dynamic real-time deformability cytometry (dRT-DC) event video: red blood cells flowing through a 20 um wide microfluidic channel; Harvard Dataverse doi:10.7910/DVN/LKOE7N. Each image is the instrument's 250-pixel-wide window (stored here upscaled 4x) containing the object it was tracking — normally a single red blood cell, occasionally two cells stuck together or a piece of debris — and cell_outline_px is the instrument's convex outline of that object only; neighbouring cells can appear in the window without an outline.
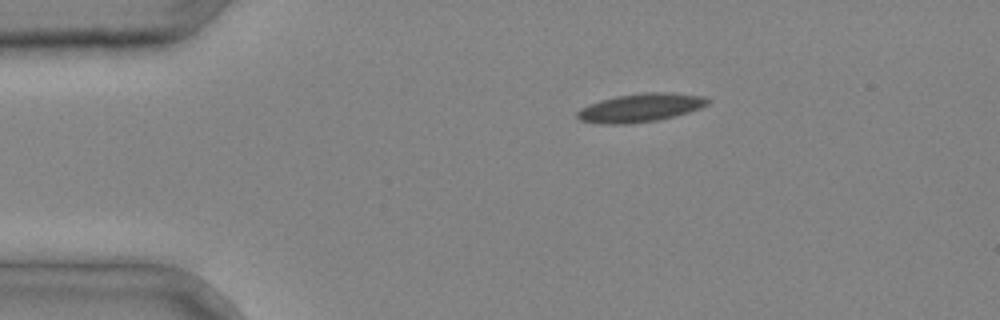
{"species": "common noctule bat (a hibernating species)", "species_latin": "Nyctalus noctula", "temperature_condition": "cold", "stored_images_in_passage": 2, "camera_frame_rate_fps": 3000, "um_per_image_px": 0.085, "animal": {"sex": "male", "body_mass_g": 20.4}, "frame": {"image": 1, "passage_image": 1, "time_ms": 0.0, "image_size_px": [1000, 320], "cell_outline_px": [[712, 100], [708, 104], [700, 108], [676, 116], [656, 120], [628, 124], [600, 124], [580, 120], [576, 116], [576, 112], [580, 108], [588, 104], [600, 100], [616, 96], [644, 92], [672, 92], [704, 96]], "centroid_in_image_um": [54.44, 9.15], "position_along_channel_um": 30.6, "area_um2": 21.85}}